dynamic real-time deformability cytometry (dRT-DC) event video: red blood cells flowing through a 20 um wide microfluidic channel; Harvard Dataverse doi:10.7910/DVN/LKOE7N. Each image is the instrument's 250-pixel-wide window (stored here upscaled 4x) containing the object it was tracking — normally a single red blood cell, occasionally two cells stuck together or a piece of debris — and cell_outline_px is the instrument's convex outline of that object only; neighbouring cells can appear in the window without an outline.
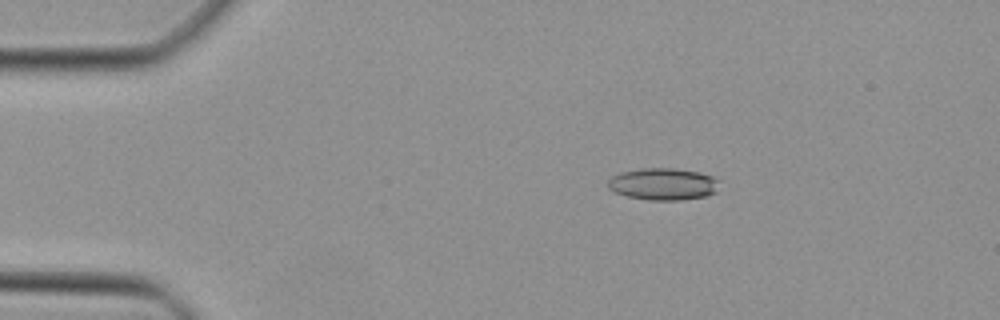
{"species": "Egyptian fruit bat (a non-hibernating species)", "species_latin": "Rousettus aegyptiacus", "temperature_condition": "cold", "stored_images_in_passage": 40, "camera_frame_rate_fps": 3000, "um_per_image_px": 0.085, "animal": {"sex": "female"}, "frame": {"image": 1, "passage_image": 1, "time_ms": 0.0, "image_size_px": [1000, 320], "cell_outline_px": [[720, 180], [716, 192], [704, 196], [680, 200], [648, 200], [628, 196], [616, 192], [608, 188], [608, 180], [612, 176], [620, 172], [644, 168], [672, 168], [700, 172], [712, 176]], "centroid_in_image_um": [56.38, 15.64], "position_along_channel_um": 28.6, "area_um2": 20.75}}
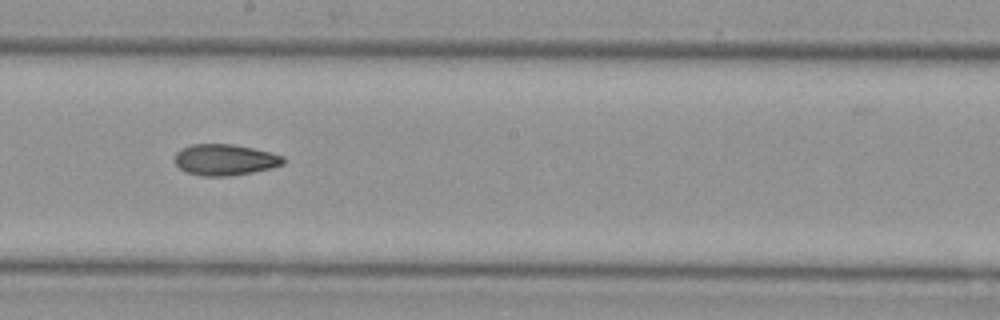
{"frame": {"image": 2, "passage_image": 19, "time_ms": 6.0, "image_size_px": [1000, 320], "cell_outline_px": [[284, 164], [272, 168], [252, 172], [228, 176], [204, 176], [188, 172], [180, 168], [176, 164], [176, 152], [180, 148], [192, 144], [232, 144], [252, 148], [284, 156]], "centroid_in_image_um": [19.12, 13.57], "position_along_channel_um": 229.1, "area_um2": 19.54}}
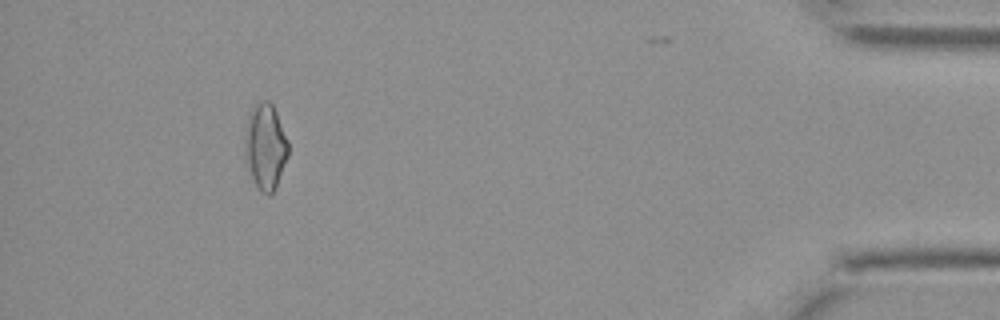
{"frame": {"image": 3, "passage_image": 36, "time_ms": 11.667, "image_size_px": [1000, 320], "cell_outline_px": [[288, 156], [276, 184], [272, 192], [268, 196], [260, 192], [252, 176], [244, 156], [244, 140], [248, 116], [252, 108], [260, 100], [268, 100], [272, 104], [276, 112], [288, 140]], "centroid_in_image_um": [22.54, 12.43], "position_along_channel_um": 412.7, "area_um2": 21.5}}